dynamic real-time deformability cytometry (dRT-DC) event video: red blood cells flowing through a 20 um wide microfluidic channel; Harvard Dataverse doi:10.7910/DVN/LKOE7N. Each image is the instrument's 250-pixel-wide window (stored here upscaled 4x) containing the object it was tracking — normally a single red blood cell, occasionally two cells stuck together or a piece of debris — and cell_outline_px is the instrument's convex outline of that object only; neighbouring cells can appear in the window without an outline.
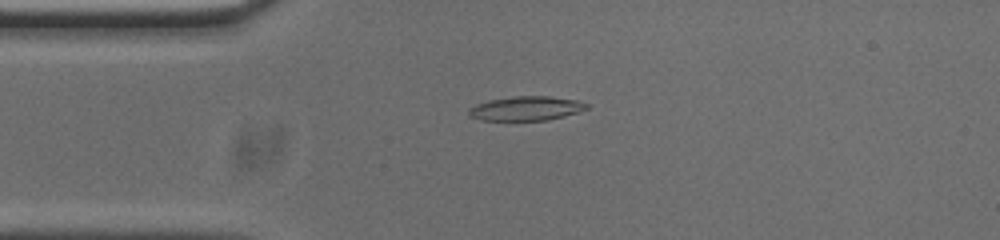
{"species": "common noctule bat (a hibernating species)", "species_latin": "Nyctalus noctula", "temperature_condition": "cold", "stored_images_in_passage": 53, "camera_frame_rate_fps": 3000, "um_per_image_px": 0.085, "animal": {"sex": "male", "body_mass_g": 20.0, "forearm_length_mm": 53.3}, "frame": {"image": 1, "passage_image": 12, "time_ms": 3.667, "image_size_px": [1000, 240], "cell_outline_px": [[588, 108], [564, 116], [548, 120], [480, 120], [468, 116], [468, 108], [476, 104], [488, 100], [516, 96], [548, 96], [576, 100], [588, 104]], "centroid_in_image_um": [44.67, 9.22], "position_along_channel_um": 40.3, "area_um2": 16.59}}
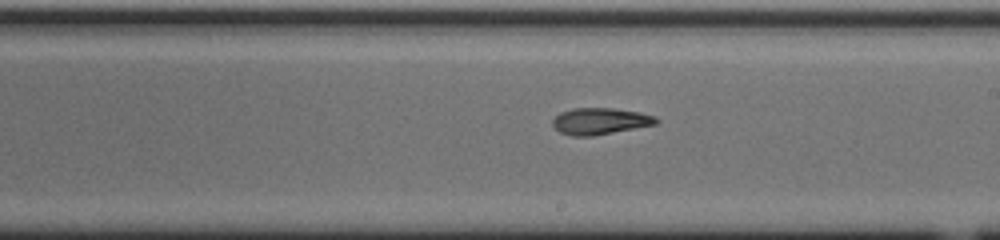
{"frame": {"image": 2, "passage_image": 29, "time_ms": 9.333, "image_size_px": [1000, 240], "cell_outline_px": [[660, 120], [656, 124], [592, 136], [572, 136], [560, 132], [552, 124], [552, 120], [560, 112], [572, 108], [612, 108], [640, 112], [656, 116]], "centroid_in_image_um": [51.01, 10.29], "position_along_channel_um": 238.0, "area_um2": 16.01}}
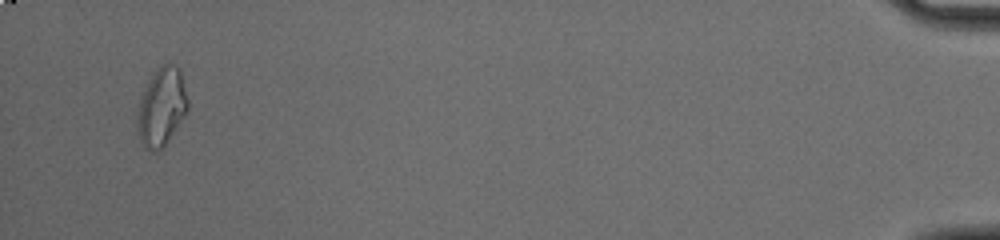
{"frame": {"image": 3, "passage_image": 51, "time_ms": 16.667, "image_size_px": [1000, 240], "cell_outline_px": [[188, 112], [164, 148], [156, 152], [148, 152], [144, 148], [140, 140], [136, 124], [136, 120], [140, 100], [144, 88], [152, 72], [160, 64], [176, 64], [180, 68], [188, 100]], "centroid_in_image_um": [13.74, 9.11], "position_along_channel_um": 421.5, "area_um2": 23.7}, "authors_computed_cell_mechanics": {"area_um2": 16.6464, "velocity_mm_per_s": 3.7673, "shape_relaxation_time_tau1_ms": 8.2359, "shape_relaxation_time_tau2_ms": 4.4098, "deformation_change_tau1": 0.198, "deformation_change_tau2": 0.114}}